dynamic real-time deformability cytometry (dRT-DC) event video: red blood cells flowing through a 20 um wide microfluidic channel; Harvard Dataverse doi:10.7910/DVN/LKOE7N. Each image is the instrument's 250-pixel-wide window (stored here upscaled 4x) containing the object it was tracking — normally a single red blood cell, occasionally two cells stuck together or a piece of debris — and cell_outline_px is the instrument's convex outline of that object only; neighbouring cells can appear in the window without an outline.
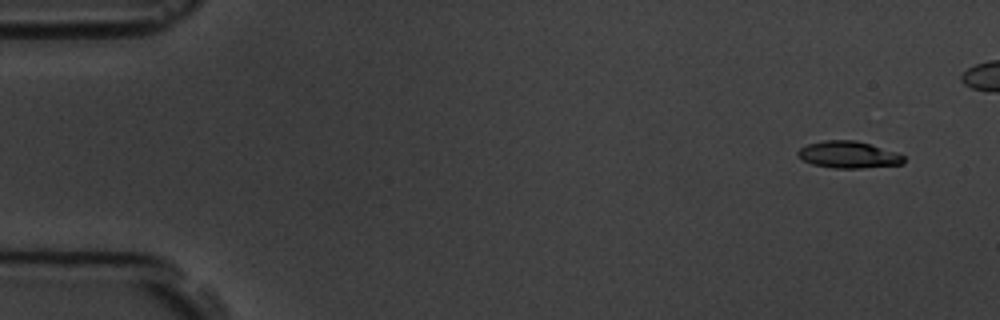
{"species": "common noctule bat (a hibernating species)", "species_latin": "Nyctalus noctula", "temperature_condition": "room temperature", "stored_images_in_passage": 6, "camera_frame_rate_fps": 3000, "um_per_image_px": 0.085, "animal": {"sex": "male", "body_mass_g": 19.5, "forearm_length_mm": 54.6}, "frame": {"image": 1, "passage_image": 2, "time_ms": 1.0, "image_size_px": [1000, 320], "cell_outline_px": [[904, 164], [864, 168], [832, 168], [812, 164], [804, 160], [796, 152], [800, 148], [808, 144], [824, 140], [856, 140], [896, 152], [904, 156]], "centroid_in_image_um": [72.14, 13.15], "position_along_channel_um": 12.9, "area_um2": 16.53}}